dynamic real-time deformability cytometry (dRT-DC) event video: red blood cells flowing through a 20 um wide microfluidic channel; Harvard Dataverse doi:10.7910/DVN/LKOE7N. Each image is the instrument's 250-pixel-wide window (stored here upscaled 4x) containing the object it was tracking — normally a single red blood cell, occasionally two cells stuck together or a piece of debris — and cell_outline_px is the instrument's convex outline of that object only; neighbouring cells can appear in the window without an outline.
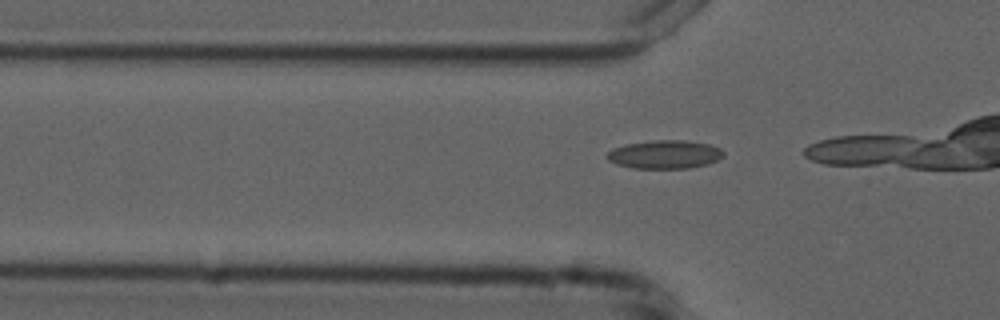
{"species": "common noctule bat (a hibernating species)", "species_latin": "Nyctalus noctula", "temperature_condition": "cold", "stored_images_in_passage": 8, "camera_frame_rate_fps": 3000, "um_per_image_px": 0.085, "animal": {"sex": "male", "forearm_length_mm": 52.5}, "frame": {"image": 1, "passage_image": 6, "time_ms": 1.667, "image_size_px": [1000, 320], "cell_outline_px": [[724, 156], [708, 164], [688, 168], [632, 168], [616, 164], [608, 160], [608, 152], [612, 148], [628, 144], [652, 140], [684, 140], [708, 144], [720, 148], [724, 152]], "centroid_in_image_um": [56.51, 13.12], "position_along_channel_um": 69.3, "area_um2": 19.19}}